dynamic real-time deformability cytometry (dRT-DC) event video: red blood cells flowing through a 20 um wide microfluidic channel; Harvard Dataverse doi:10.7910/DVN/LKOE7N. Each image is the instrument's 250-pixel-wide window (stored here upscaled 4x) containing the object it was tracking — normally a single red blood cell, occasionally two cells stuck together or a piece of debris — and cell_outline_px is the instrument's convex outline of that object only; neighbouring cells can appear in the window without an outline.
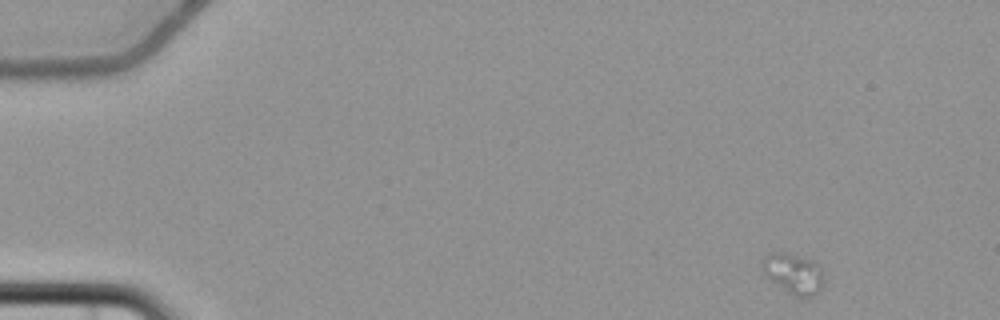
{"species": "common noctule bat (a hibernating species)", "species_latin": "Nyctalus noctula", "temperature_condition": "cold", "stored_images_in_passage": 8, "camera_frame_rate_fps": 3000, "um_per_image_px": 0.085, "animal": {"sex": "female", "body_mass_g": 22.7, "forearm_length_mm": 54.2}, "frame": {"image": 1, "passage_image": 1, "time_ms": 0.0, "image_size_px": [1000, 320], "cell_outline_px": [[824, 280], [820, 288], [812, 296], [800, 300], [764, 276], [760, 268], [764, 256], [772, 252], [784, 252], [812, 260], [820, 268], [824, 276]], "centroid_in_image_um": [67.41, 23.27], "position_along_channel_um": 17.6, "area_um2": 14.68}}